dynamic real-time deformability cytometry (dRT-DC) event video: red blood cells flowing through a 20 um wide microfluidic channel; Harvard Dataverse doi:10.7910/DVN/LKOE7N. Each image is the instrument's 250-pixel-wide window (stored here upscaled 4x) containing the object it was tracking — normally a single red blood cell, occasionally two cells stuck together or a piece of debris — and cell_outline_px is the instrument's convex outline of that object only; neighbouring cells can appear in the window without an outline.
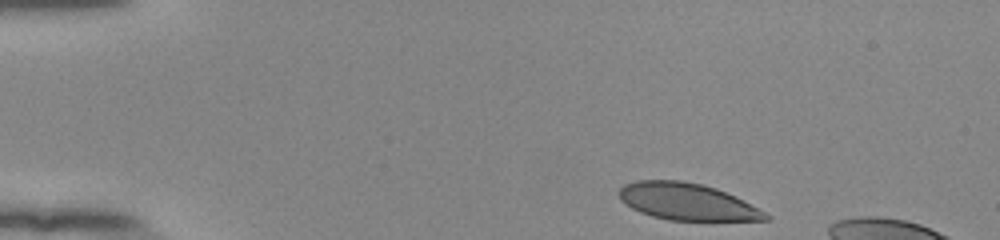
{"species": "human", "species_latin": "Homo sapiens", "temperature_condition": "room temperature", "stored_images_in_passage": 10, "camera_frame_rate_fps": 3000, "um_per_image_px": 0.085, "donor": {"sex": "female"}, "frame": {"image": 1, "passage_image": 1, "time_ms": 0.0, "image_size_px": [1000, 240], "cell_outline_px": [[772, 216], [768, 220], [668, 220], [652, 216], [640, 212], [632, 208], [620, 200], [616, 192], [624, 184], [636, 180], [680, 180], [704, 184], [716, 188], [736, 196]], "centroid_in_image_um": [58.37, 17.13], "position_along_channel_um": 26.6, "area_um2": 31.62}}